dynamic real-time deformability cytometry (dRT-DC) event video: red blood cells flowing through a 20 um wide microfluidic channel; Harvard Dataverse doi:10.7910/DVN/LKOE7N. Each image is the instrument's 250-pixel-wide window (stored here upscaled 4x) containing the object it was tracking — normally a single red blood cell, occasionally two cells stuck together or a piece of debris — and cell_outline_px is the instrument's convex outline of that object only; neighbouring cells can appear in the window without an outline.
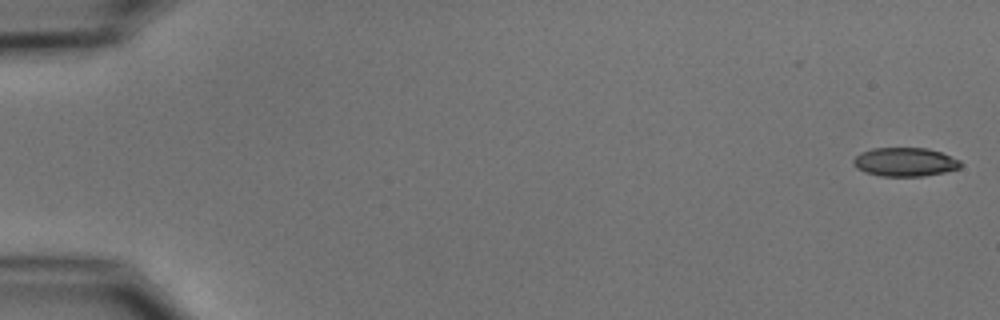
{"species": "common noctule bat (a hibernating species)", "species_latin": "Nyctalus noctula", "temperature_condition": "cold", "stored_images_in_passage": 6, "camera_frame_rate_fps": 3000, "um_per_image_px": 0.085, "animal": {"sex": "male", "body_mass_g": 15.6}, "frame": {"image": 1, "passage_image": 1, "time_ms": 0.0, "image_size_px": [1000, 320], "cell_outline_px": [[964, 164], [960, 168], [944, 172], [924, 176], [880, 176], [864, 172], [856, 168], [852, 164], [852, 160], [860, 152], [872, 148], [928, 148], [940, 152], [960, 160]], "centroid_in_image_um": [76.9, 13.77], "position_along_channel_um": 8.1, "area_um2": 18.15}}
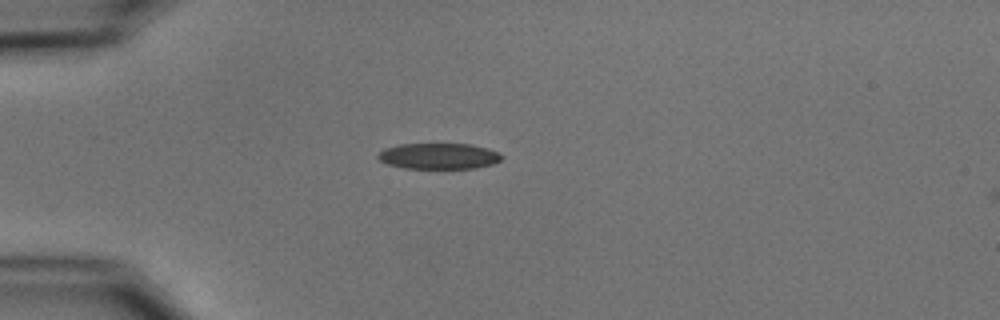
{"frame": {"image": 2, "passage_image": 5, "time_ms": 4.667, "image_size_px": [1000, 320], "cell_outline_px": [[504, 156], [500, 160], [492, 164], [476, 168], [404, 168], [388, 164], [380, 160], [376, 156], [384, 148], [400, 144], [472, 144], [488, 148], [500, 152]], "centroid_in_image_um": [37.33, 13.26], "position_along_channel_um": 47.7, "area_um2": 18.73}}